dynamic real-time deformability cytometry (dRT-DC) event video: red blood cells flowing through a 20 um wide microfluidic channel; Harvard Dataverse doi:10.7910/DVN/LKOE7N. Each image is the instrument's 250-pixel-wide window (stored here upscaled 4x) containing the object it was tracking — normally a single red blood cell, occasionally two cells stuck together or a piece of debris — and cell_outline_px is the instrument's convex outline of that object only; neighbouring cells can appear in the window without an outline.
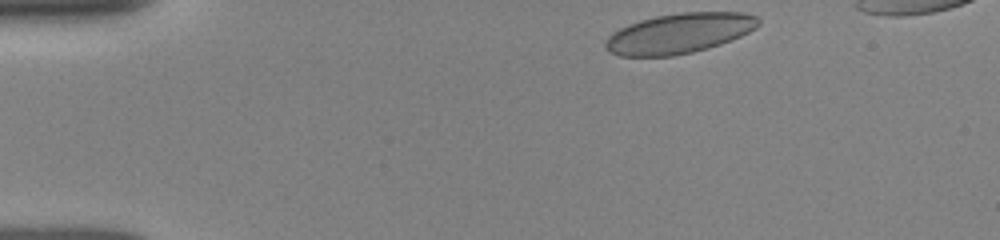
{"species": "human", "species_latin": "Homo sapiens", "temperature_condition": "room temperature", "stored_images_in_passage": 42, "camera_frame_rate_fps": 3000, "um_per_image_px": 0.085, "donor": {"sex": "female"}, "frame": {"image": 1, "passage_image": 1, "time_ms": 0.0, "image_size_px": [1000, 240], "cell_outline_px": [[760, 24], [756, 28], [740, 36], [720, 44], [708, 48], [692, 52], [672, 56], [620, 56], [608, 52], [604, 48], [604, 44], [608, 36], [612, 32], [628, 24], [640, 20], [656, 16], [680, 12], [744, 12], [756, 16], [760, 20]], "centroid_in_image_um": [57.71, 2.83], "position_along_channel_um": 27.3, "area_um2": 35.89}}
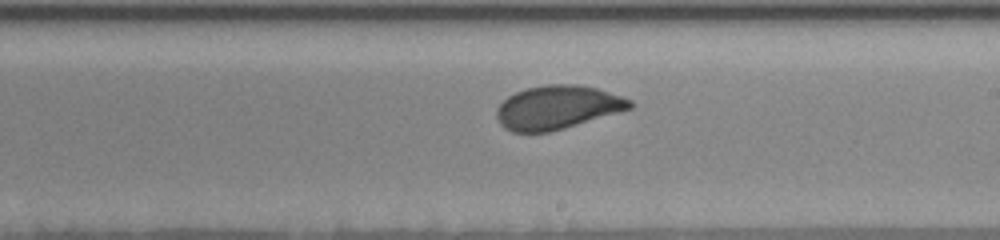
{"frame": {"image": 2, "passage_image": 23, "time_ms": 7.333, "image_size_px": [1000, 240], "cell_outline_px": [[636, 104], [632, 108], [564, 128], [548, 132], [512, 132], [504, 128], [500, 124], [496, 116], [496, 108], [508, 96], [516, 92], [528, 88], [548, 84], [576, 84], [596, 88], [624, 96], [632, 100]], "centroid_in_image_um": [47.39, 9.12], "position_along_channel_um": 241.6, "area_um2": 33.87}}
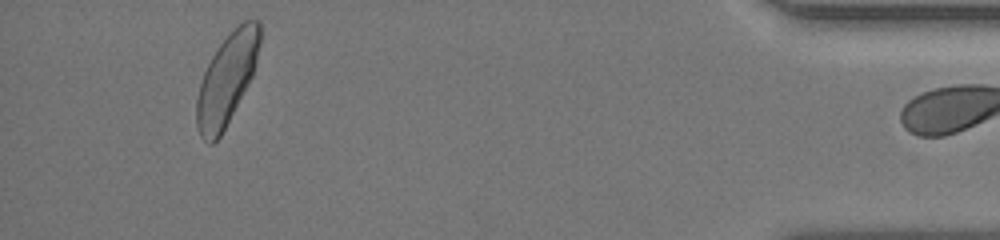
{"frame": {"image": 3, "passage_image": 41, "time_ms": 13.333, "image_size_px": [1000, 240], "cell_outline_px": [[260, 44], [252, 76], [248, 84], [220, 136], [212, 144], [208, 144], [200, 136], [196, 124], [196, 100], [200, 84], [204, 72], [216, 48], [244, 20], [260, 20]], "centroid_in_image_um": [19.26, 6.75], "position_along_channel_um": 415.9, "area_um2": 32.83}}